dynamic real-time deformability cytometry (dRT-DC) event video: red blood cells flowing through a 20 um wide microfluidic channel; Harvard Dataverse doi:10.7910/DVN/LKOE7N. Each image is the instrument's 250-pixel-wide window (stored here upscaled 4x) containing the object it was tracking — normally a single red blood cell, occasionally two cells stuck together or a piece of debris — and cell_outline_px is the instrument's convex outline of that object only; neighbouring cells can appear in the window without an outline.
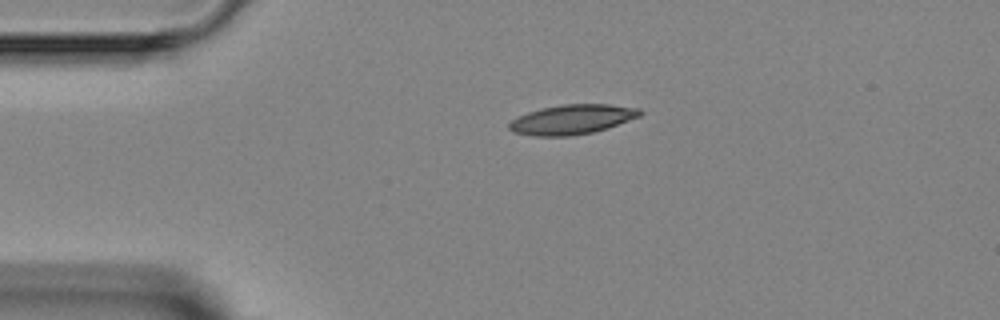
{"species": "Egyptian fruit bat (a non-hibernating species)", "species_latin": "Rousettus aegyptiacus", "temperature_condition": "room temperature", "stored_images_in_passage": 2, "camera_frame_rate_fps": 3000, "um_per_image_px": 0.085, "animal": {"sex": "female"}, "frame": {"image": 1, "passage_image": 1, "time_ms": 0.0, "image_size_px": [1000, 320], "cell_outline_px": [[644, 112], [640, 116], [608, 128], [592, 132], [572, 136], [532, 136], [512, 132], [508, 128], [508, 124], [512, 120], [528, 112], [544, 108], [564, 104], [608, 104], [640, 108]], "centroid_in_image_um": [48.64, 10.16], "position_along_channel_um": 36.4, "area_um2": 22.6}}